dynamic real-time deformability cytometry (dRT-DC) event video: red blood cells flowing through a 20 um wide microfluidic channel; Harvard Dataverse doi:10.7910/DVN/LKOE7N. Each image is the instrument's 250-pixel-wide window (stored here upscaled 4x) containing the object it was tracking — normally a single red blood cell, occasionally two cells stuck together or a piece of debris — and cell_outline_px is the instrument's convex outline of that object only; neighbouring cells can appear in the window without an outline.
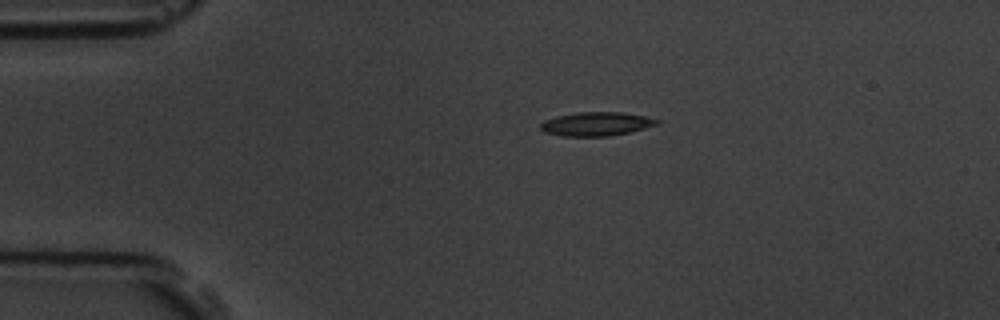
{"species": "common noctule bat (a hibernating species)", "species_latin": "Nyctalus noctula", "temperature_condition": "room temperature", "stored_images_in_passage": 2, "camera_frame_rate_fps": 3000, "um_per_image_px": 0.085, "animal": {"sex": "male", "body_mass_g": 19.5, "forearm_length_mm": 54.6}, "frame": {"image": 1, "passage_image": 1, "time_ms": 0.0, "image_size_px": [1000, 320], "cell_outline_px": [[660, 124], [628, 132], [608, 136], [564, 136], [544, 132], [540, 128], [540, 124], [544, 120], [556, 116], [576, 112], [624, 112], [644, 116], [660, 120]], "centroid_in_image_um": [50.68, 10.52], "position_along_channel_um": 34.3, "area_um2": 16.13}}